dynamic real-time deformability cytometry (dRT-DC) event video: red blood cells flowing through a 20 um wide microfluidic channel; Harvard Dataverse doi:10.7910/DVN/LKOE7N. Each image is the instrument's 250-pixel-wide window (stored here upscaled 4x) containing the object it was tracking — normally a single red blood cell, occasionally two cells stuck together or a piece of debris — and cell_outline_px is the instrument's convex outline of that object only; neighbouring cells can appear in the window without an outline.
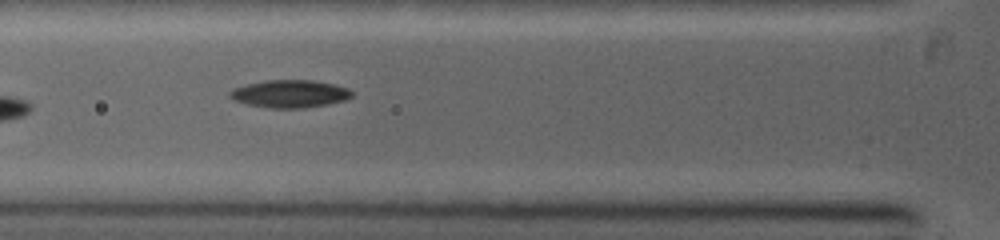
{"species": "common noctule bat (a hibernating species)", "species_latin": "Nyctalus noctula", "temperature_condition": "warm", "stored_images_in_passage": 4, "camera_frame_rate_fps": 5000, "um_per_image_px": 0.085, "animal": {"sex": "female", "body_mass_g": 19.0, "forearm_length_mm": 53.3}, "frame": {"image": 1, "passage_image": 3, "time_ms": 2.4, "image_size_px": [1000, 240], "cell_outline_px": [[352, 96], [344, 100], [328, 104], [304, 108], [268, 108], [248, 104], [232, 100], [228, 96], [228, 92], [232, 88], [264, 80], [312, 80], [332, 84], [348, 88], [352, 92]], "centroid_in_image_um": [24.58, 7.97], "position_along_channel_um": 101.2, "area_um2": 19.71}}
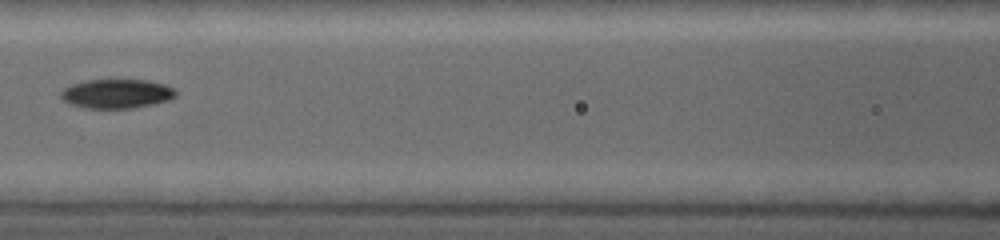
{"frame": {"image": 2, "passage_image": 4, "time_ms": 3.6, "image_size_px": [1000, 240], "cell_outline_px": [[176, 96], [168, 100], [152, 104], [132, 108], [84, 108], [72, 104], [64, 100], [60, 96], [60, 92], [64, 88], [72, 84], [88, 80], [148, 80], [164, 84], [176, 88]], "centroid_in_image_um": [9.94, 7.96], "position_along_channel_um": 156.7, "area_um2": 19.48}}